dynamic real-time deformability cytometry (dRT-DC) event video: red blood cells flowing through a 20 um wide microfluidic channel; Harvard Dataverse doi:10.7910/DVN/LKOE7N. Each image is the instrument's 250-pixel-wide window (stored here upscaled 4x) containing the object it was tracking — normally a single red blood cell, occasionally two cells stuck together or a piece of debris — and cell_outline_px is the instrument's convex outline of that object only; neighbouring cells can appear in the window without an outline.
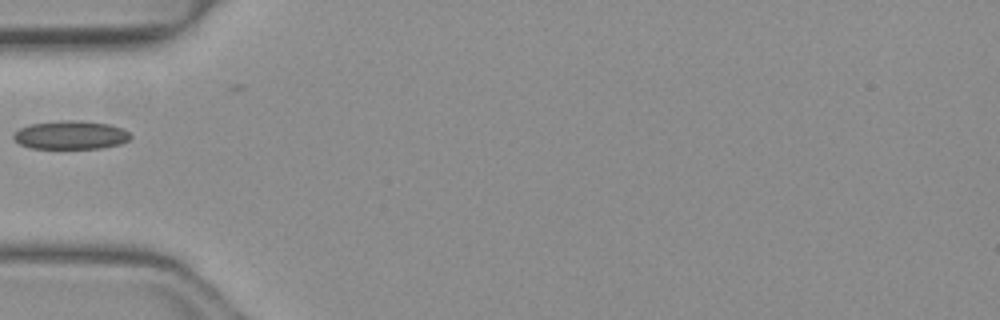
{"species": "common noctule bat (a hibernating species)", "species_latin": "Nyctalus noctula", "temperature_condition": "warm", "stored_images_in_passage": 34, "camera_frame_rate_fps": 3000, "um_per_image_px": 0.085, "animal": {"sex": "female", "body_mass_g": 19.3, "forearm_length_mm": 54.1}, "frame": {"image": 1, "passage_image": 1, "time_ms": 0.0, "image_size_px": [1000, 320], "cell_outline_px": [[132, 136], [128, 140], [120, 144], [100, 148], [32, 148], [20, 144], [12, 140], [12, 136], [20, 128], [28, 124], [68, 120], [80, 120], [108, 124], [124, 128]], "centroid_in_image_um": [6.0, 11.47], "position_along_channel_um": 79.0, "area_um2": 19.42}}
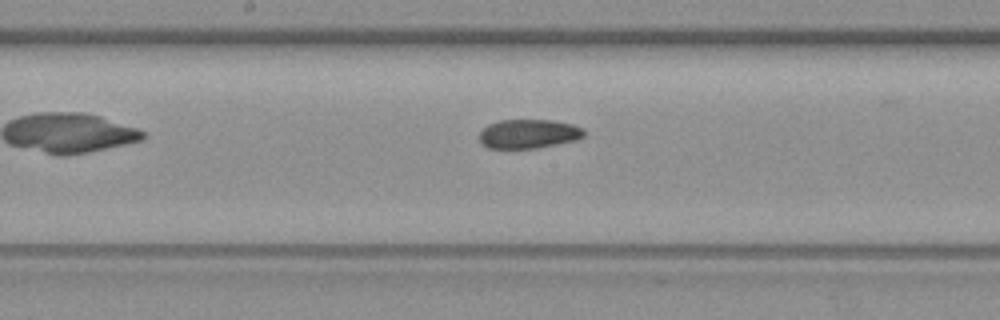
{"frame": {"image": 2, "passage_image": 10, "time_ms": 3.0, "image_size_px": [1000, 320], "cell_outline_px": [[584, 136], [576, 140], [536, 148], [488, 148], [480, 144], [480, 132], [488, 124], [500, 120], [552, 120], [572, 124], [584, 128]], "centroid_in_image_um": [44.92, 11.37], "position_along_channel_um": 203.3, "area_um2": 17.74}}
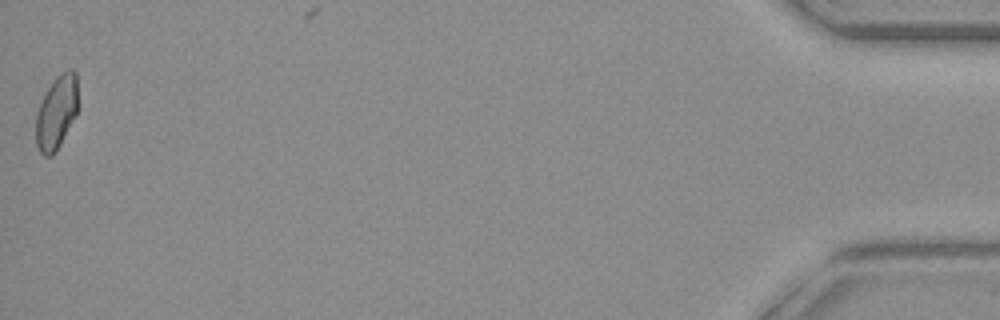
{"frame": {"image": 3, "passage_image": 34, "time_ms": 11.0, "image_size_px": [1000, 320], "cell_outline_px": [[76, 112], [60, 144], [52, 156], [44, 156], [40, 152], [36, 144], [36, 112], [52, 80], [60, 72], [68, 68], [72, 68], [76, 72]], "centroid_in_image_um": [4.77, 9.52], "position_along_channel_um": 430.4, "area_um2": 17.69}}